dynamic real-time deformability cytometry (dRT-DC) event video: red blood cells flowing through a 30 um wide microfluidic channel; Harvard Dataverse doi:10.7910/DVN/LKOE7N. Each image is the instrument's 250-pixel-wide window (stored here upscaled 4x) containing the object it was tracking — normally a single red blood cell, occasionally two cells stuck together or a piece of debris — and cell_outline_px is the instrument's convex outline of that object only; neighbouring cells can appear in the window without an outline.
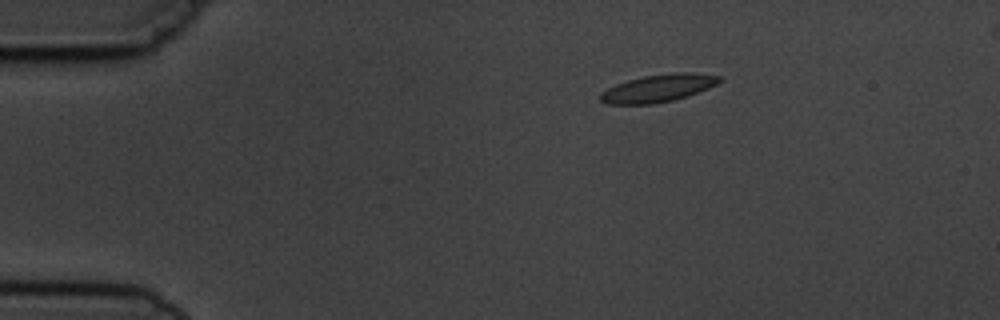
{"species": "common noctule bat (a hibernating species)", "species_latin": "Nyctalus noctula", "temperature_condition": "cold", "stored_images_in_passage": 3, "camera_frame_rate_fps": 3000, "um_per_image_px": 0.085, "animal": {"sex": "male", "body_mass_g": 19.5, "forearm_length_mm": 54.6}, "frame": {"image": 1, "passage_image": 1, "time_ms": 0.0, "image_size_px": [1000, 320], "cell_outline_px": [[724, 80], [708, 88], [688, 96], [672, 100], [652, 104], [608, 104], [600, 100], [600, 92], [616, 84], [628, 80], [644, 76], [672, 72], [692, 72], [720, 76]], "centroid_in_image_um": [55.96, 7.49], "position_along_channel_um": 29.0, "area_um2": 19.13}}
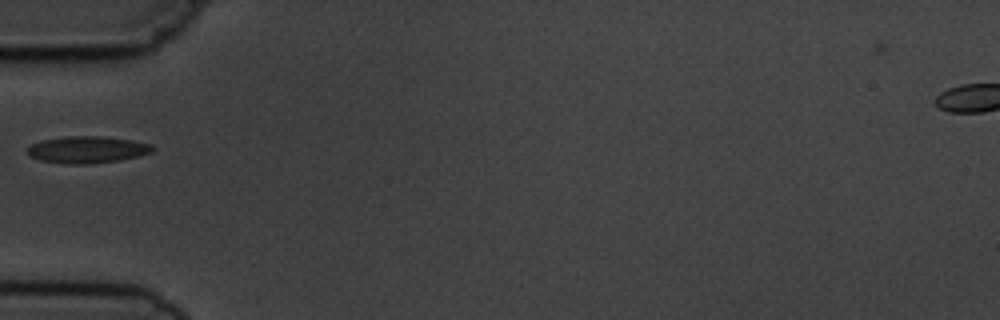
{"frame": {"image": 2, "passage_image": 3, "time_ms": 3.0, "image_size_px": [1000, 320], "cell_outline_px": [[152, 152], [120, 160], [88, 164], [68, 164], [40, 160], [28, 156], [28, 148], [32, 144], [40, 140], [64, 136], [104, 136], [132, 140], [152, 144]], "centroid_in_image_um": [7.38, 12.71], "position_along_channel_um": 77.6, "area_um2": 19.59}}